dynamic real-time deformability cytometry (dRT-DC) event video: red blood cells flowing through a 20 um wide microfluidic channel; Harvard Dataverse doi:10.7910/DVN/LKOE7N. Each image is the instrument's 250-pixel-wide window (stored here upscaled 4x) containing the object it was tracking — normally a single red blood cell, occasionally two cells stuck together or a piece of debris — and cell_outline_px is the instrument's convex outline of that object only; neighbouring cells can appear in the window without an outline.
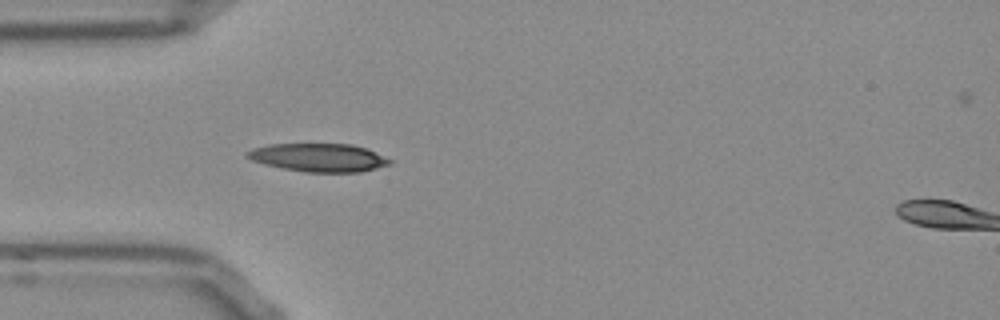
{"species": "Egyptian fruit bat (a non-hibernating species)", "species_latin": "Rousettus aegyptiacus", "temperature_condition": "room temperature", "stored_images_in_passage": 27, "camera_frame_rate_fps": 3000, "um_per_image_px": 0.085, "frame": {"image": 1, "passage_image": 5, "time_ms": 1.333, "image_size_px": [1000, 320], "cell_outline_px": [[392, 160], [388, 164], [360, 172], [304, 172], [264, 164], [252, 160], [244, 156], [244, 152], [268, 144], [352, 144], [364, 148]], "centroid_in_image_um": [27.02, 13.39], "position_along_channel_um": 58.0, "area_um2": 23.12}}
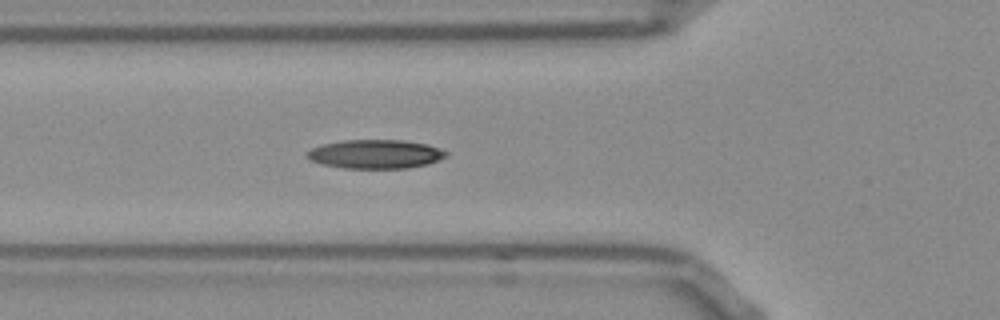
{"frame": {"image": 2, "passage_image": 8, "time_ms": 2.333, "image_size_px": [1000, 320], "cell_outline_px": [[448, 152], [444, 156], [428, 164], [408, 168], [344, 168], [324, 164], [308, 160], [304, 156], [312, 148], [324, 144], [344, 140], [400, 140], [428, 144]], "centroid_in_image_um": [31.88, 13.1], "position_along_channel_um": 93.9, "area_um2": 23.18}}
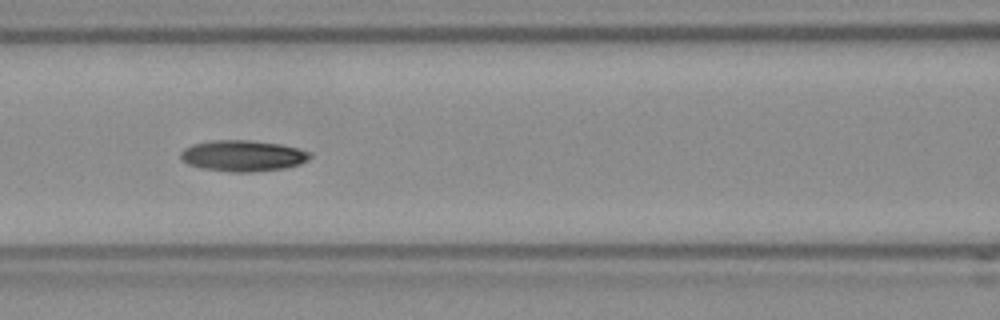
{"frame": {"image": 3, "passage_image": 12, "time_ms": 3.667, "image_size_px": [1000, 320], "cell_outline_px": [[312, 156], [308, 160], [300, 164], [284, 168], [252, 172], [232, 172], [204, 168], [188, 164], [180, 156], [180, 152], [184, 148], [192, 144], [212, 140], [248, 140], [280, 144], [312, 152]], "centroid_in_image_um": [20.66, 13.23], "position_along_channel_um": 145.9, "area_um2": 23.35}}